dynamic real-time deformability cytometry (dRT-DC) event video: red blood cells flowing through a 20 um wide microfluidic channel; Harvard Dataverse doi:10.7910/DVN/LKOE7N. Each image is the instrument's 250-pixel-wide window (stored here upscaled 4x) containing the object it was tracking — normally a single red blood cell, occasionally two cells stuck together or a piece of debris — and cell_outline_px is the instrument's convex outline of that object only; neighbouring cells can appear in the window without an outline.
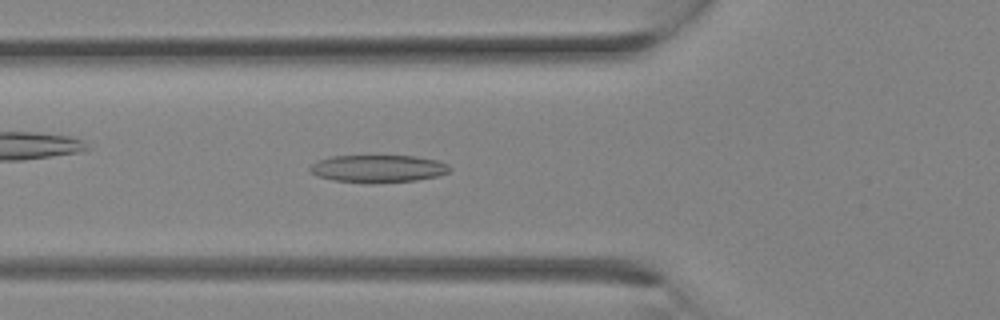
{"species": "Egyptian fruit bat (a non-hibernating species)", "species_latin": "Rousettus aegyptiacus", "temperature_condition": "room temperature", "stored_images_in_passage": 12, "camera_frame_rate_fps": 3000, "um_per_image_px": 0.085, "animal": {"sex": "female"}, "frame": {"image": 1, "passage_image": 10, "time_ms": 3.0, "image_size_px": [1000, 320], "cell_outline_px": [[452, 168], [448, 172], [436, 176], [416, 180], [372, 184], [364, 184], [332, 180], [316, 176], [308, 168], [312, 164], [320, 160], [332, 156], [416, 156], [436, 160], [448, 164]], "centroid_in_image_um": [32.12, 14.35], "position_along_channel_um": 93.7, "area_um2": 22.6}}
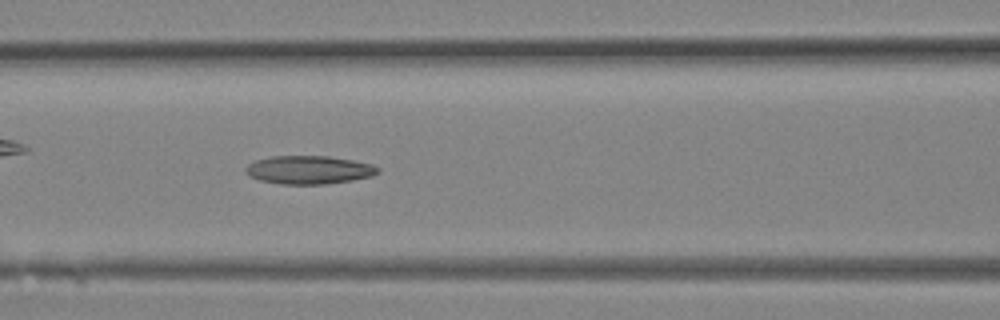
{"frame": {"image": 2, "passage_image": 12, "time_ms": 3.667, "image_size_px": [1000, 320], "cell_outline_px": [[380, 172], [372, 176], [352, 180], [324, 184], [280, 184], [260, 180], [248, 176], [244, 172], [244, 168], [248, 164], [256, 160], [272, 156], [328, 156], [352, 160], [372, 164], [380, 168]], "centroid_in_image_um": [26.24, 14.44], "position_along_channel_um": 140.4, "area_um2": 21.91}}